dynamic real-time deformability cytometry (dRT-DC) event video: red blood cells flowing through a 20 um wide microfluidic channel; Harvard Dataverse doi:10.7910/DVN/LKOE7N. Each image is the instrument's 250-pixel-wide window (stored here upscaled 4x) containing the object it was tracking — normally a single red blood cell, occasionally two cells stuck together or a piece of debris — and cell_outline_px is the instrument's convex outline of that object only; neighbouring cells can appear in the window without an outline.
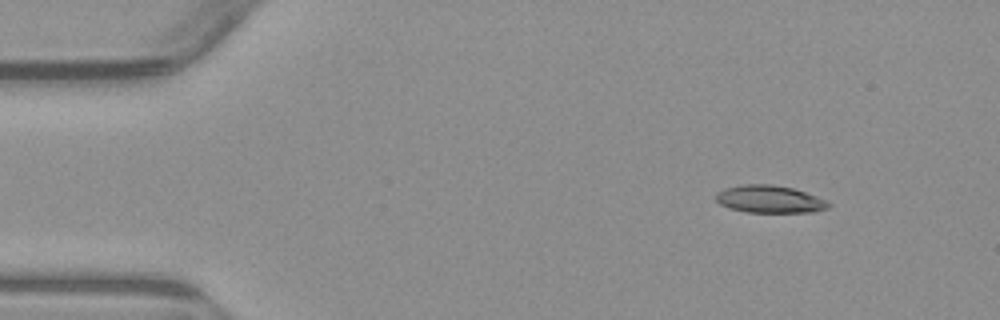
{"species": "common noctule bat (a hibernating species)", "species_latin": "Nyctalus noctula", "temperature_condition": "warm", "stored_images_in_passage": 5, "camera_frame_rate_fps": 3000, "um_per_image_px": 0.085, "animal": {"sex": "male", "body_mass_g": 23.1, "forearm_length_mm": 52.7}, "frame": {"image": 1, "passage_image": 2, "time_ms": 1.333, "image_size_px": [1000, 320], "cell_outline_px": [[832, 204], [828, 208], [812, 212], [748, 212], [728, 208], [720, 204], [716, 200], [716, 192], [724, 188], [744, 184], [772, 184], [792, 188], [816, 196]], "centroid_in_image_um": [65.38, 16.93], "position_along_channel_um": 19.6, "area_um2": 17.98}}
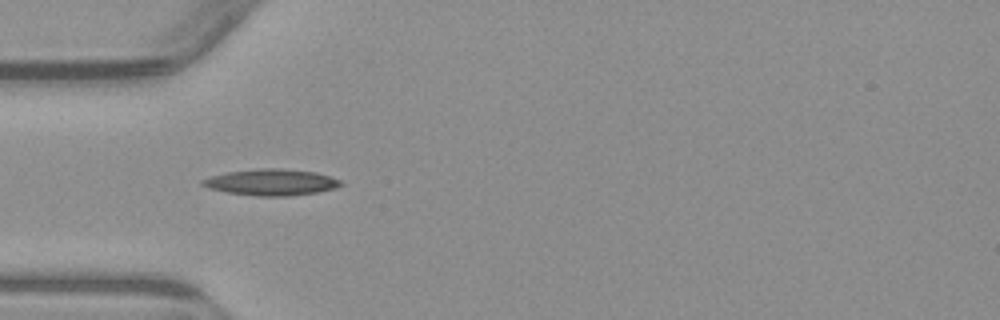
{"frame": {"image": 2, "passage_image": 5, "time_ms": 4.667, "image_size_px": [1000, 320], "cell_outline_px": [[344, 184], [336, 188], [316, 192], [288, 196], [260, 196], [228, 192], [208, 188], [200, 184], [200, 180], [212, 176], [228, 172], [260, 168], [280, 168], [316, 172], [340, 180]], "centroid_in_image_um": [23.06, 15.49], "position_along_channel_um": 61.9, "area_um2": 21.04}}